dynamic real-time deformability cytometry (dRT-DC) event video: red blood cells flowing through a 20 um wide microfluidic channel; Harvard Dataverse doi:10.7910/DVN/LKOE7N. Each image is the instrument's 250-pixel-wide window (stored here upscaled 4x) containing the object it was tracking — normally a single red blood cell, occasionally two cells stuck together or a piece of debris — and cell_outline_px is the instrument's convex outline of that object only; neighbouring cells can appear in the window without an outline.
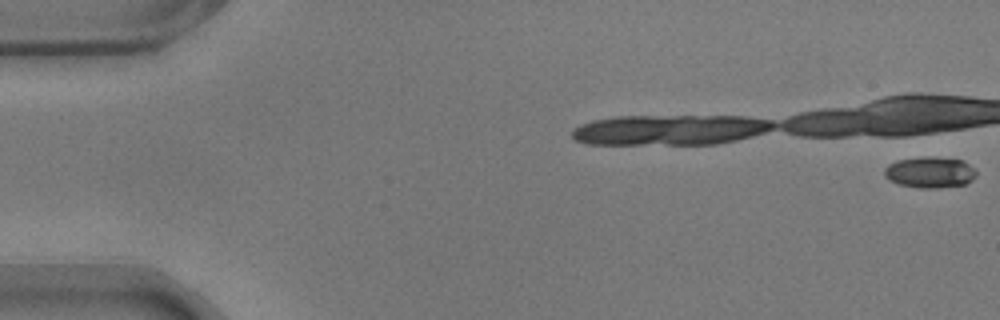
{"species": "common noctule bat (a hibernating species)", "species_latin": "Nyctalus noctula", "temperature_condition": "warm", "stored_images_in_passage": 11, "camera_frame_rate_fps": 3000, "um_per_image_px": 0.085, "animal": {"sex": "male", "body_mass_g": 17.9}, "frame": {"image": 1, "passage_image": 1, "time_ms": 0.0, "image_size_px": [1000, 320], "cell_outline_px": [[976, 176], [972, 180], [964, 184], [936, 188], [920, 188], [900, 184], [884, 176], [884, 168], [888, 164], [896, 160], [924, 156], [928, 156], [960, 160], [968, 164], [976, 172]], "centroid_in_image_um": [79.01, 14.64], "position_along_channel_um": 6.0, "area_um2": 16.47}}